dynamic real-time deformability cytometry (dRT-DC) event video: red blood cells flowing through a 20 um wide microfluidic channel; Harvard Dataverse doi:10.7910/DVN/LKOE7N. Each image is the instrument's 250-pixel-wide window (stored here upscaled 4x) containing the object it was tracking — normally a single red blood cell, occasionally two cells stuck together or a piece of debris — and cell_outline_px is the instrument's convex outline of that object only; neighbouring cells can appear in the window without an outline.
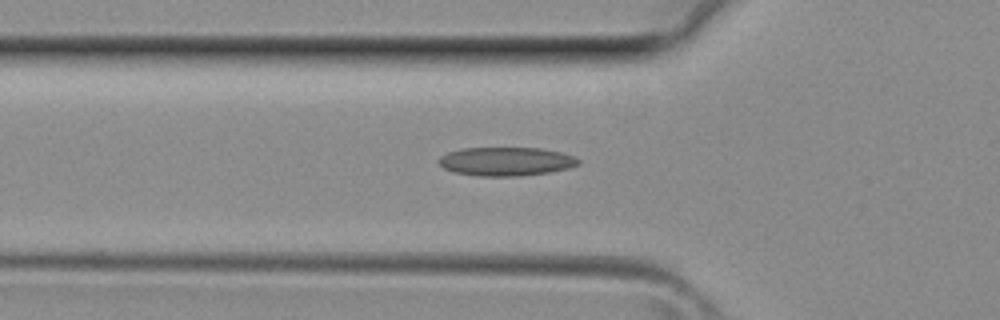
{"species": "common noctule bat (a hibernating species)", "species_latin": "Nyctalus noctula", "temperature_condition": "room temperature", "stored_images_in_passage": 34, "camera_frame_rate_fps": 3000, "um_per_image_px": 0.085, "animal": {"sex": "female", "body_mass_g": 29.2, "forearm_length_mm": 56.3}, "frame": {"image": 1, "passage_image": 13, "time_ms": 4.0, "image_size_px": [1000, 320], "cell_outline_px": [[580, 164], [568, 168], [548, 172], [520, 176], [480, 176], [456, 172], [444, 168], [436, 160], [440, 156], [448, 152], [460, 148], [540, 148], [560, 152], [576, 156], [580, 160]], "centroid_in_image_um": [43.02, 13.71], "position_along_channel_um": 82.8, "area_um2": 23.35}}
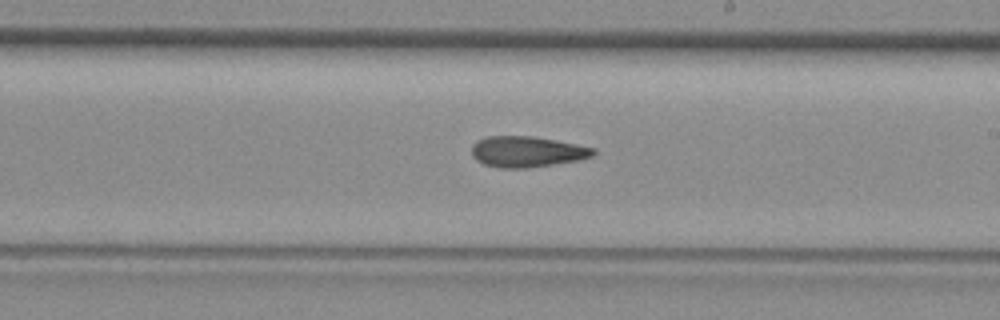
{"frame": {"image": 2, "passage_image": 22, "time_ms": 7.0, "image_size_px": [1000, 320], "cell_outline_px": [[596, 152], [592, 156], [580, 160], [528, 168], [500, 168], [484, 164], [476, 160], [472, 156], [472, 144], [476, 140], [488, 136], [532, 136], [556, 140], [596, 148]], "centroid_in_image_um": [44.79, 12.89], "position_along_channel_um": 244.2, "area_um2": 22.02}}
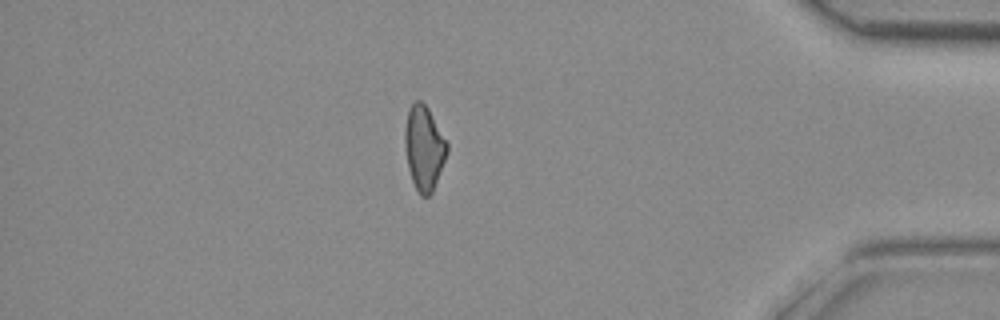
{"frame": {"image": 3, "passage_image": 33, "time_ms": 10.667, "image_size_px": [1000, 320], "cell_outline_px": [[448, 152], [432, 192], [428, 196], [420, 196], [412, 180], [408, 168], [404, 148], [404, 132], [408, 108], [416, 100], [420, 100], [428, 108], [448, 144]], "centroid_in_image_um": [36.02, 12.57], "position_along_channel_um": 399.2, "area_um2": 20.69}}